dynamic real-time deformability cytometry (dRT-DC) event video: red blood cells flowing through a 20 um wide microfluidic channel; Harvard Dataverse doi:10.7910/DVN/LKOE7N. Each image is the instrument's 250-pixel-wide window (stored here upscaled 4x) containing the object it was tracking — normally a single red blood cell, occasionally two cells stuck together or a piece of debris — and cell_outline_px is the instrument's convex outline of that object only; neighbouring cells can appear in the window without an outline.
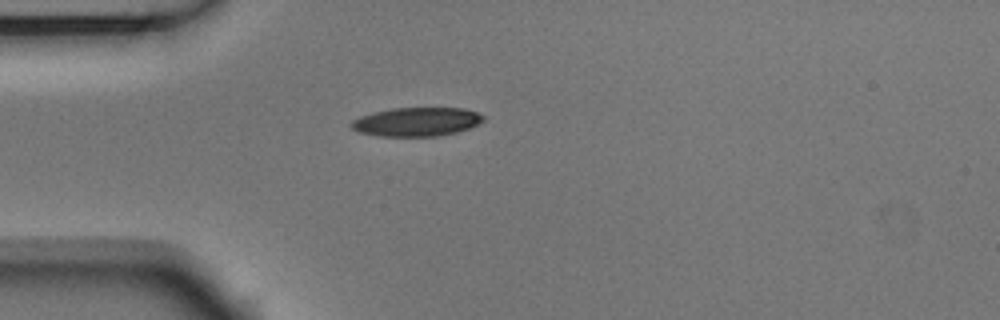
{"species": "Egyptian fruit bat (a non-hibernating species)", "species_latin": "Rousettus aegyptiacus", "temperature_condition": "room temperature", "stored_images_in_passage": 40, "camera_frame_rate_fps": 3000, "um_per_image_px": 0.085, "animal": {"sex": "male"}, "frame": {"image": 1, "passage_image": 1, "time_ms": 0.0, "image_size_px": [1000, 320], "cell_outline_px": [[484, 120], [468, 128], [456, 132], [440, 136], [380, 136], [360, 132], [352, 128], [348, 124], [352, 120], [360, 116], [372, 112], [392, 108], [464, 108], [476, 112], [484, 116]], "centroid_in_image_um": [35.38, 10.35], "position_along_channel_um": 49.6, "area_um2": 22.14}}
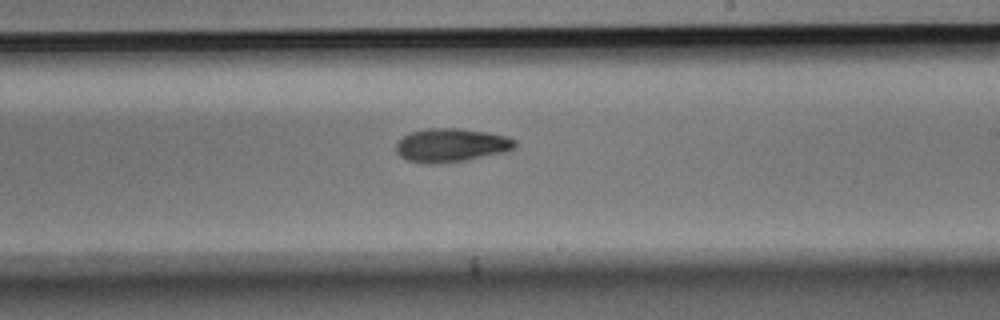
{"frame": {"image": 2, "passage_image": 18, "time_ms": 5.667, "image_size_px": [1000, 320], "cell_outline_px": [[516, 144], [512, 148], [504, 152], [464, 160], [432, 164], [424, 164], [408, 160], [400, 156], [396, 152], [396, 144], [404, 136], [412, 132], [428, 128], [460, 128], [488, 132], [508, 136], [516, 140]], "centroid_in_image_um": [38.34, 12.33], "position_along_channel_um": 250.7, "area_um2": 23.12}}
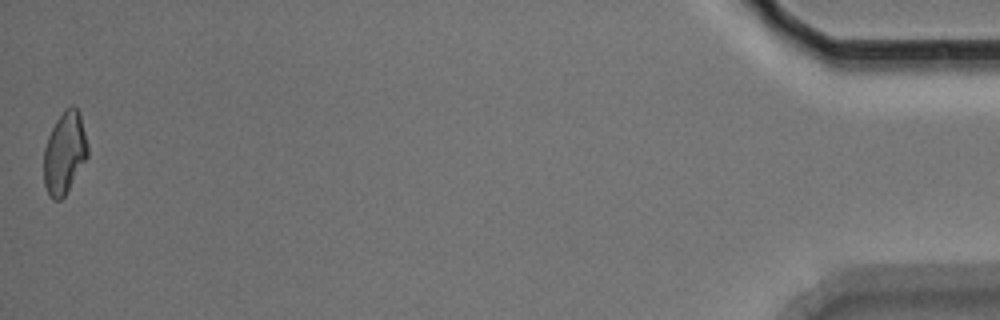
{"frame": {"image": 3, "passage_image": 40, "time_ms": 13.0, "image_size_px": [1000, 320], "cell_outline_px": [[88, 156], [64, 196], [60, 200], [52, 200], [48, 196], [44, 184], [44, 148], [48, 136], [56, 120], [64, 108], [72, 104], [80, 112], [88, 144]], "centroid_in_image_um": [5.48, 12.97], "position_along_channel_um": 429.7, "area_um2": 21.15}, "authors_computed_cell_mechanics": {"area_um2": 22.1952, "velocity_mm_per_s": 3.7419, "shape_relaxation_time_tau1_ms": 6.1455, "shape_relaxation_time_tau2_ms": null, "deformation_change_tau1": 0.1586, "deformation_change_tau2": null}}